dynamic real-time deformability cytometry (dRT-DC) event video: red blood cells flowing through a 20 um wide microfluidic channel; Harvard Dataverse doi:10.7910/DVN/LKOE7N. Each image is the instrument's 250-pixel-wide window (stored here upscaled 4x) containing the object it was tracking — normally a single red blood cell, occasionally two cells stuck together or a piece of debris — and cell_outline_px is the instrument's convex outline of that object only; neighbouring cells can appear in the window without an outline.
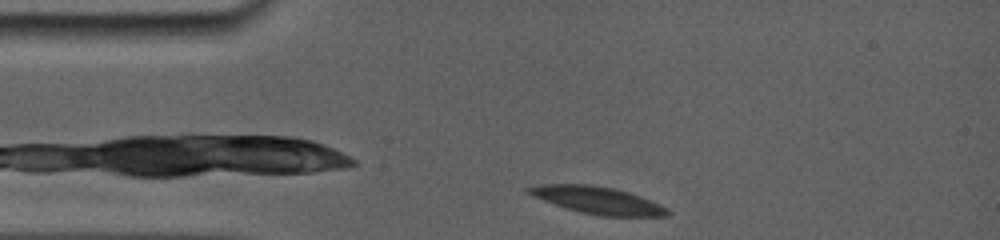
{"species": "common noctule bat (a hibernating species)", "species_latin": "Nyctalus noctula", "temperature_condition": "room temperature", "stored_images_in_passage": 51, "camera_frame_rate_fps": 5000, "um_per_image_px": 0.085, "animal": {"sex": "female", "body_mass_g": 19.0, "forearm_length_mm": 56.7}, "frame": {"image": 1, "passage_image": 1, "time_ms": 0.0, "image_size_px": [1000, 240], "cell_outline_px": [[672, 212], [668, 216], [600, 216], [580, 212], [532, 196], [524, 192], [524, 188], [540, 184], [592, 184], [612, 188], [628, 192], [640, 196], [660, 204], [668, 208]], "centroid_in_image_um": [50.8, 17.01], "position_along_channel_um": 34.2, "area_um2": 22.02}}
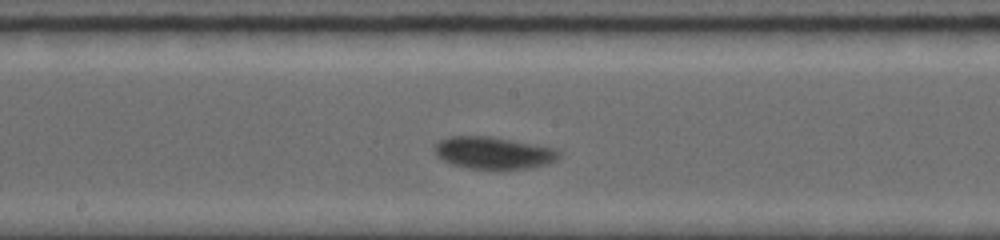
{"frame": {"image": 2, "passage_image": 30, "time_ms": 5.6, "image_size_px": [1000, 240], "cell_outline_px": [[560, 156], [556, 160], [548, 164], [528, 168], [496, 172], [468, 168], [452, 164], [436, 156], [436, 144], [440, 140], [452, 136], [488, 136], [552, 148], [560, 152]], "centroid_in_image_um": [41.94, 13.04], "position_along_channel_um": 206.3, "area_um2": 23.52}}
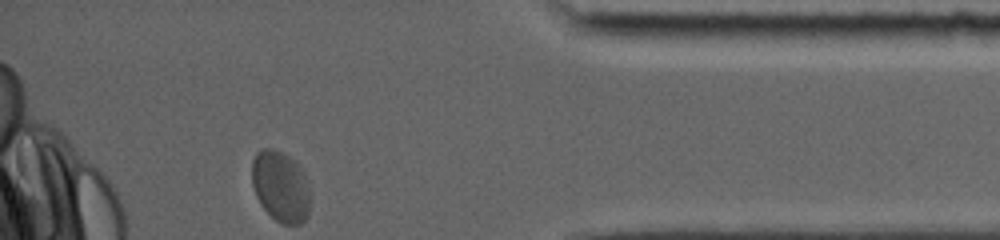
{"frame": {"image": 3, "passage_image": 51, "time_ms": 11.8, "image_size_px": [1000, 240], "cell_outline_px": [[308, 216], [300, 224], [284, 224], [276, 220], [260, 204], [256, 196], [252, 184], [252, 160], [256, 152], [260, 148], [272, 148], [288, 156], [304, 172], [308, 188]], "centroid_in_image_um": [23.82, 15.83], "position_along_channel_um": 411.4, "area_um2": 23.81}, "authors_computed_cell_mechanics": {"area_um2": 22.253, "velocity_mm_per_s": 3.6244, "shape_relaxation_time_tau1_ms": 4.8646, "shape_relaxation_time_tau2_ms": null, "deformation_change_tau1": 0.1307, "deformation_change_tau2": null}}